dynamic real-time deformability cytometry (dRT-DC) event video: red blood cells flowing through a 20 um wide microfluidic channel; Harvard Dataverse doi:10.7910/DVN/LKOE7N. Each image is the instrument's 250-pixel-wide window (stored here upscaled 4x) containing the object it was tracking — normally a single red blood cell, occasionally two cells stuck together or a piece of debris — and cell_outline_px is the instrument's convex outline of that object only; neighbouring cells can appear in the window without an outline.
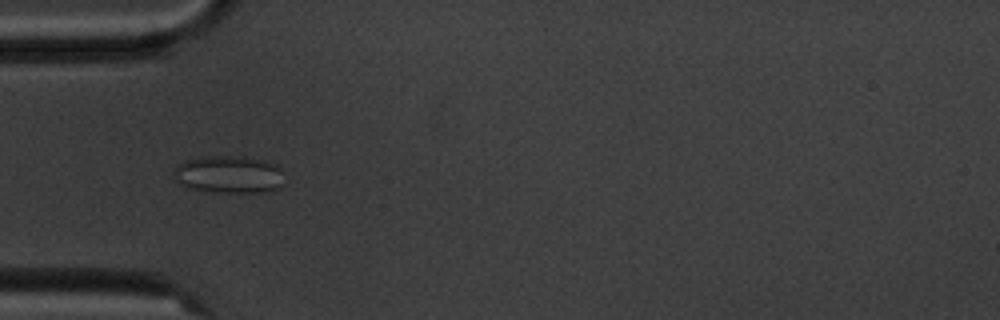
{"species": "common noctule bat (a hibernating species)", "species_latin": "Nyctalus noctula", "temperature_condition": "cold", "stored_images_in_passage": 11, "camera_frame_rate_fps": 3000, "um_per_image_px": 0.085, "animal": {"sex": "male", "body_mass_g": 20.1, "forearm_length_mm": 53.5}, "frame": {"image": 1, "passage_image": 5, "time_ms": 5.667, "image_size_px": [1000, 320], "cell_outline_px": [[280, 188], [264, 192], [216, 192], [188, 188], [180, 184], [176, 180], [172, 172], [184, 160], [204, 156], [244, 156], [264, 160], [276, 164], [280, 184]], "centroid_in_image_um": [19.38, 14.82], "position_along_channel_um": 65.6, "area_um2": 23.87}}
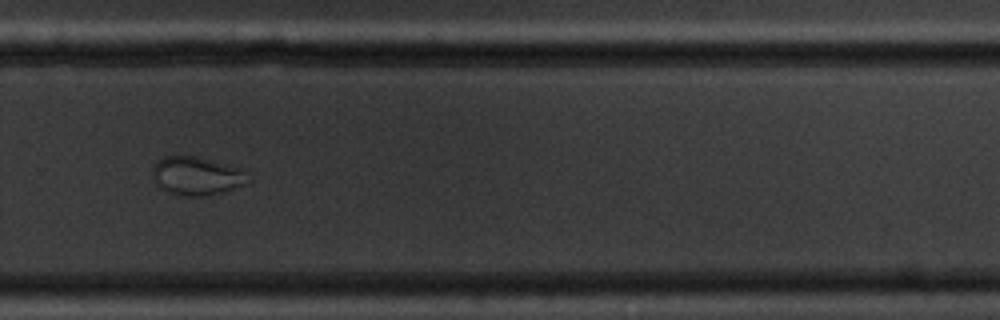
{"frame": {"image": 2, "passage_image": 11, "time_ms": 12.667, "image_size_px": [1000, 320], "cell_outline_px": [[252, 180], [248, 184], [208, 196], [188, 196], [164, 192], [156, 184], [152, 176], [152, 168], [156, 160], [164, 156], [196, 156], [244, 168], [248, 172]], "centroid_in_image_um": [16.76, 14.95], "position_along_channel_um": 313.0, "area_um2": 22.08}}